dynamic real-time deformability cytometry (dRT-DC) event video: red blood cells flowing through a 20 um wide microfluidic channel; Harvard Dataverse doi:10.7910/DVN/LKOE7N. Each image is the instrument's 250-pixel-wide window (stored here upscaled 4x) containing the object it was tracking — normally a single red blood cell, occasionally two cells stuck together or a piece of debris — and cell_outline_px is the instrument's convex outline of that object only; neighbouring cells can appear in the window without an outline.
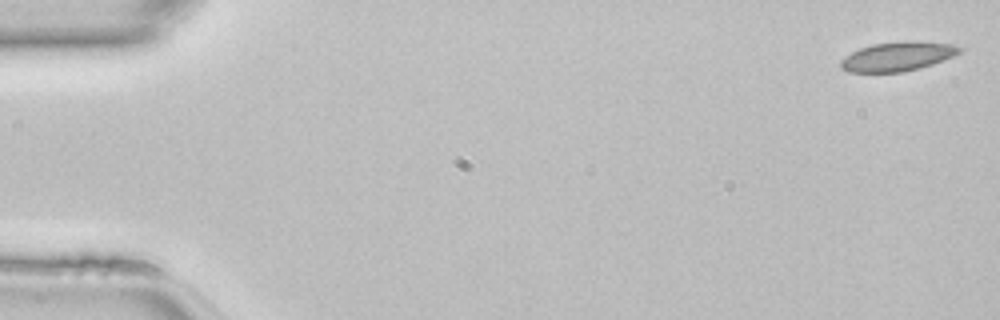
{"species": "common noctule bat (a hibernating species)", "species_latin": "Nyctalus noctula", "temperature_condition": "room temperature", "stored_images_in_passage": 47, "camera_frame_rate_fps": 3000, "um_per_image_px": 0.085, "animal": {"sex": "female", "body_mass_g": 22.7, "forearm_length_mm": 54.2}, "frame": {"image": 1, "passage_image": 1, "time_ms": 0.0, "image_size_px": [1000, 320], "cell_outline_px": [[964, 48], [960, 52], [952, 56], [932, 64], [920, 68], [904, 72], [848, 72], [840, 68], [840, 60], [852, 52], [860, 48], [872, 44], [912, 40], [916, 40], [952, 44]], "centroid_in_image_um": [76.29, 4.79], "position_along_channel_um": 8.7, "area_um2": 20.29}}
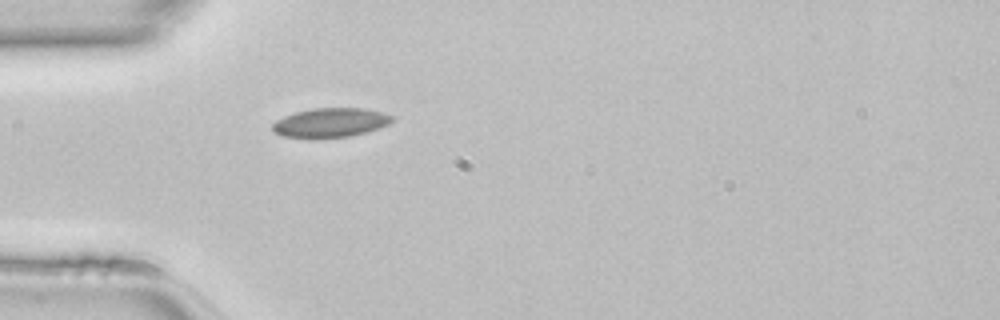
{"frame": {"image": 2, "passage_image": 14, "time_ms": 4.333, "image_size_px": [1000, 320], "cell_outline_px": [[396, 120], [388, 124], [364, 132], [348, 136], [312, 140], [284, 136], [276, 132], [272, 128], [272, 124], [276, 120], [284, 116], [296, 112], [312, 108], [364, 108], [384, 112], [396, 116]], "centroid_in_image_um": [28.1, 10.43], "position_along_channel_um": 56.9, "area_um2": 20.75}}
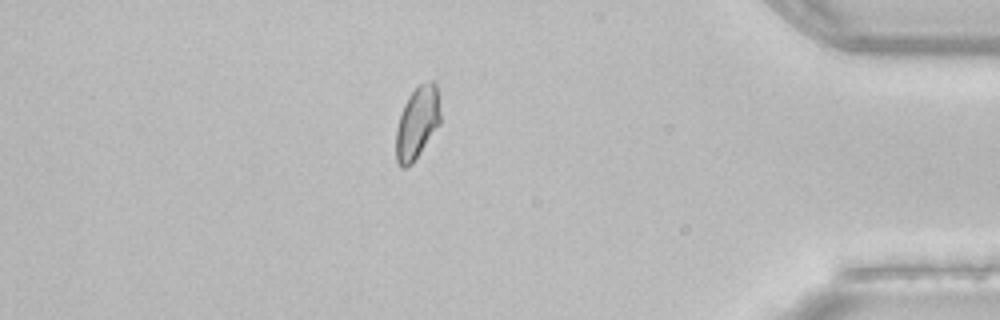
{"frame": {"image": 3, "passage_image": 41, "time_ms": 13.333, "image_size_px": [1000, 320], "cell_outline_px": [[440, 124], [412, 164], [408, 168], [400, 168], [396, 160], [396, 128], [404, 104], [408, 96], [420, 84], [428, 80], [436, 80], [440, 112]], "centroid_in_image_um": [35.46, 10.44], "position_along_channel_um": 399.7, "area_um2": 18.84}}